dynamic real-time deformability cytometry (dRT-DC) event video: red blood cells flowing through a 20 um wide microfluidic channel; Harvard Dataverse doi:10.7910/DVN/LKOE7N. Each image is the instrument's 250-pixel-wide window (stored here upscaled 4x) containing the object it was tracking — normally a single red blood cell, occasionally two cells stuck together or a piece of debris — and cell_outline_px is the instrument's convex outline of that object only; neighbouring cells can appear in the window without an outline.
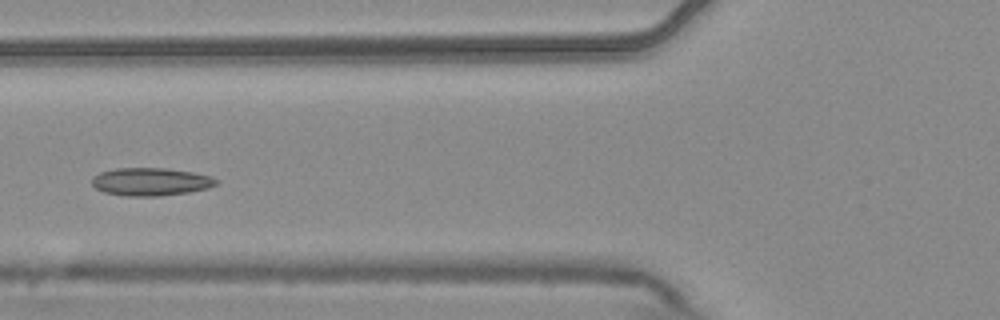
{"species": "common noctule bat (a hibernating species)", "species_latin": "Nyctalus noctula", "temperature_condition": "warm", "stored_images_in_passage": 8, "camera_frame_rate_fps": 3000, "um_per_image_px": 0.085, "animal": {"sex": "male", "body_mass_g": 20.4}, "frame": {"image": 1, "passage_image": 6, "time_ms": 1.667, "image_size_px": [1000, 320], "cell_outline_px": [[216, 184], [208, 188], [188, 192], [160, 196], [128, 196], [104, 192], [96, 188], [92, 184], [92, 176], [100, 172], [116, 168], [168, 168], [192, 172], [212, 176], [216, 180]], "centroid_in_image_um": [12.79, 15.44], "position_along_channel_um": 113.0, "area_um2": 20.17}}
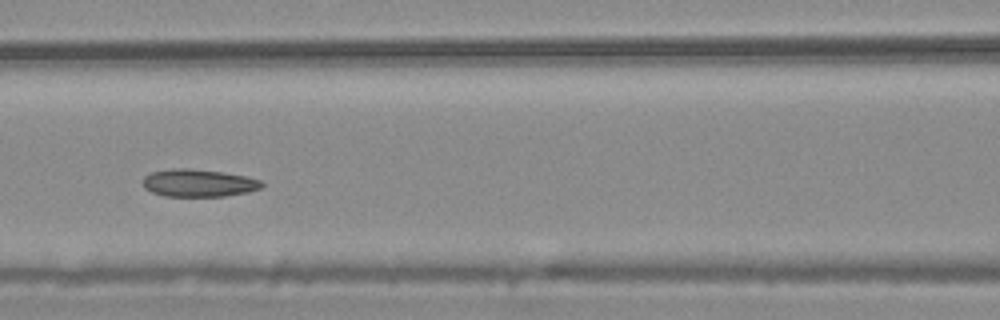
{"frame": {"image": 2, "passage_image": 7, "time_ms": 2.0, "image_size_px": [1000, 320], "cell_outline_px": [[264, 184], [260, 188], [248, 192], [224, 196], [164, 196], [152, 192], [144, 188], [144, 176], [152, 172], [172, 168], [188, 168], [224, 172], [248, 176], [260, 180]], "centroid_in_image_um": [16.89, 15.55], "position_along_channel_um": 149.7, "area_um2": 19.13}}
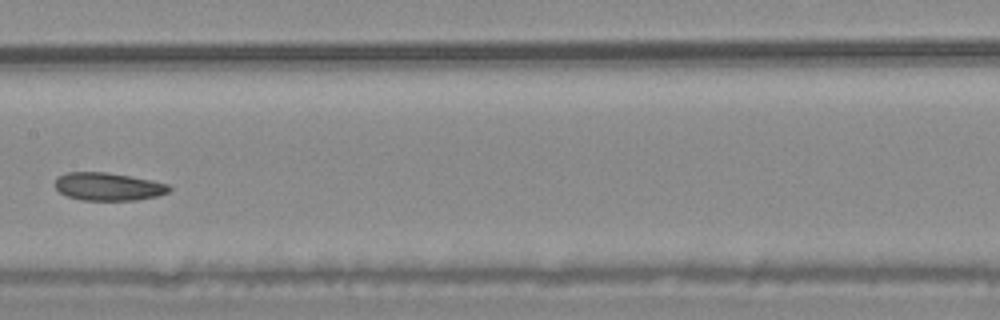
{"frame": {"image": 3, "passage_image": 8, "time_ms": 2.333, "image_size_px": [1000, 320], "cell_outline_px": [[172, 188], [168, 192], [156, 196], [140, 200], [80, 200], [68, 196], [60, 192], [52, 184], [56, 176], [68, 172], [104, 172], [152, 180], [168, 184]], "centroid_in_image_um": [9.16, 15.86], "position_along_channel_um": 198.2, "area_um2": 18.67}}